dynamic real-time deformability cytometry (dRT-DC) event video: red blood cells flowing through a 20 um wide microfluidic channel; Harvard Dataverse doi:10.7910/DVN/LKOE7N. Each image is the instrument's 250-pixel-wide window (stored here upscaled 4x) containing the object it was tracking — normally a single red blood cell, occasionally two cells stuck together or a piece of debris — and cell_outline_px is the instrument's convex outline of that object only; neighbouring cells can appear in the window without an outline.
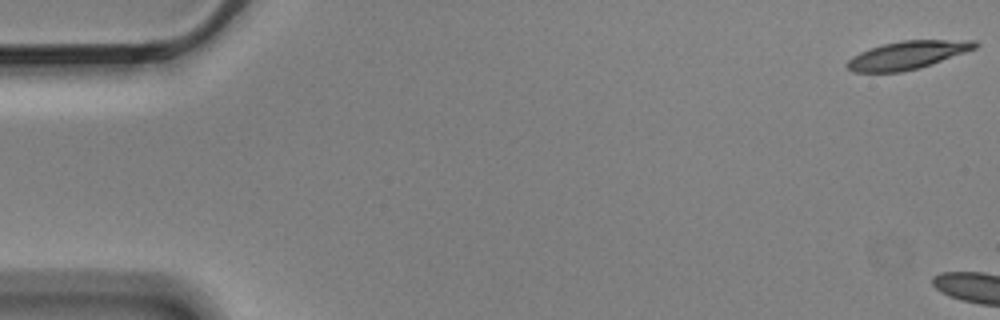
{"species": "Egyptian fruit bat (a non-hibernating species)", "species_latin": "Rousettus aegyptiacus", "temperature_condition": "cold", "stored_images_in_passage": 5, "camera_frame_rate_fps": 3000, "um_per_image_px": 0.085, "animal": {"sex": "male"}, "frame": {"image": 1, "passage_image": 1, "time_ms": 0.0, "image_size_px": [1000, 320], "cell_outline_px": [[980, 44], [976, 48], [932, 64], [920, 68], [900, 72], [852, 72], [844, 64], [852, 56], [860, 52], [884, 44], [900, 40], [976, 40]], "centroid_in_image_um": [77.13, 4.68], "position_along_channel_um": 7.9, "area_um2": 20.92}}